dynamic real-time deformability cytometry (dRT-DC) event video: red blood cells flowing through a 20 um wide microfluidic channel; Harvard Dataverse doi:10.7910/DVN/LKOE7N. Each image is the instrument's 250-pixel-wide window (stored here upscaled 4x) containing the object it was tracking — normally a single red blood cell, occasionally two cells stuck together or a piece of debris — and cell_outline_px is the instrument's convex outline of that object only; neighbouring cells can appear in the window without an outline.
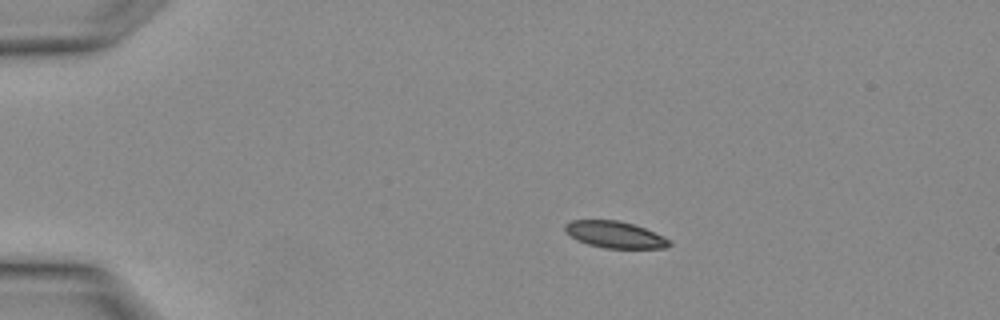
{"species": "Egyptian fruit bat (a non-hibernating species)", "species_latin": "Rousettus aegyptiacus", "temperature_condition": "warm", "stored_images_in_passage": 2, "camera_frame_rate_fps": 3000, "um_per_image_px": 0.085, "animal": {"sex": "female"}, "frame": {"image": 1, "passage_image": 1, "time_ms": 0.0, "image_size_px": [1000, 320], "cell_outline_px": [[672, 244], [664, 248], [604, 248], [588, 244], [572, 236], [564, 228], [564, 224], [572, 220], [616, 220], [632, 224], [644, 228], [668, 240]], "centroid_in_image_um": [52.24, 19.94], "position_along_channel_um": 32.8, "area_um2": 15.72}}
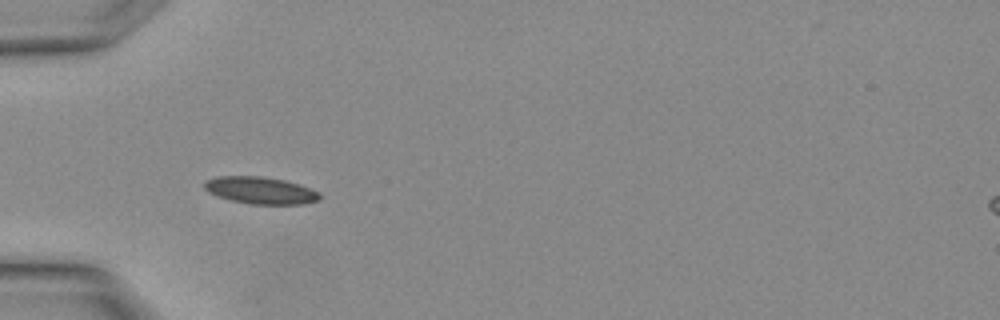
{"frame": {"image": 2, "passage_image": 2, "time_ms": 0.333, "image_size_px": [1000, 320], "cell_outline_px": [[320, 200], [304, 204], [252, 204], [232, 200], [208, 192], [204, 188], [204, 184], [208, 180], [216, 176], [260, 176], [284, 180], [300, 184], [320, 192]], "centroid_in_image_um": [22.19, 16.18], "position_along_channel_um": 62.8, "area_um2": 18.09}}